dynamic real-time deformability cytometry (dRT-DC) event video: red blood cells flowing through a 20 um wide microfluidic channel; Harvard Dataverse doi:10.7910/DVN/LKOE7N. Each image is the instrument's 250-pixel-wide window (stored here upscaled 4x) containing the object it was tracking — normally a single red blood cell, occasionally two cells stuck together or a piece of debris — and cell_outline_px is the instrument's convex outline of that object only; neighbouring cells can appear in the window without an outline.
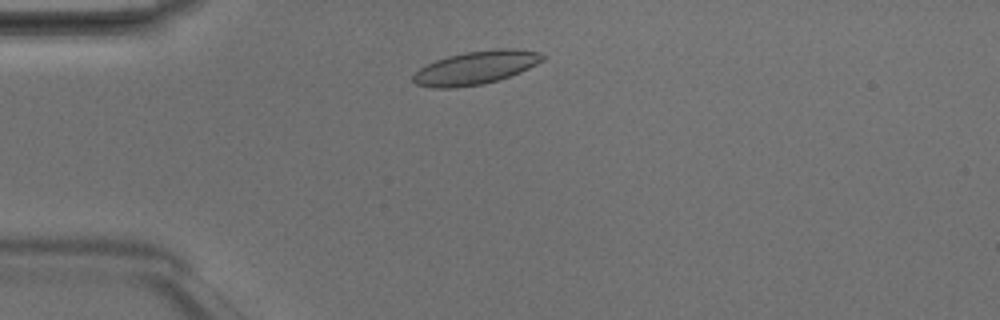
{"species": "Egyptian fruit bat (a non-hibernating species)", "species_latin": "Rousettus aegyptiacus", "temperature_condition": "room temperature", "stored_images_in_passage": 3, "camera_frame_rate_fps": 3000, "um_per_image_px": 0.085, "animal": {"sex": "male"}, "frame": {"image": 1, "passage_image": 2, "time_ms": 0.333, "image_size_px": [1000, 320], "cell_outline_px": [[544, 60], [520, 72], [496, 80], [480, 84], [452, 88], [432, 88], [416, 84], [412, 80], [412, 76], [420, 68], [436, 60], [448, 56], [464, 52], [492, 48], [516, 48], [540, 52], [544, 56]], "centroid_in_image_um": [40.44, 5.73], "position_along_channel_um": 44.6, "area_um2": 25.03}}
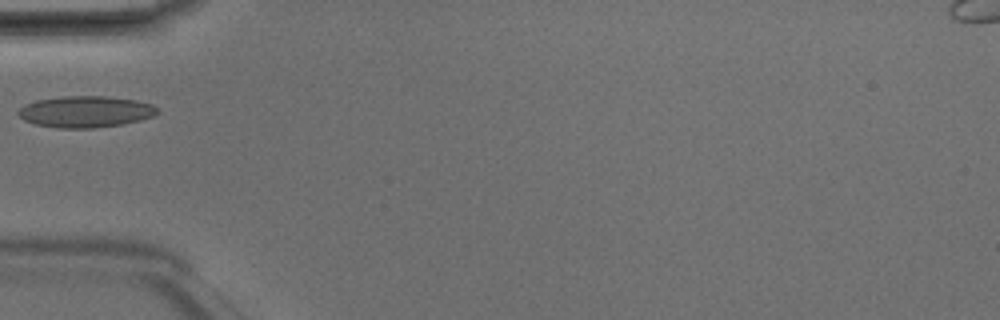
{"frame": {"image": 2, "passage_image": 3, "time_ms": 0.667, "image_size_px": [1000, 320], "cell_outline_px": [[160, 112], [152, 116], [140, 120], [124, 124], [96, 128], [56, 128], [32, 124], [24, 120], [16, 112], [24, 104], [36, 100], [64, 96], [104, 96], [136, 100], [152, 104], [160, 108]], "centroid_in_image_um": [7.27, 9.5], "position_along_channel_um": 77.7, "area_um2": 25.78}}